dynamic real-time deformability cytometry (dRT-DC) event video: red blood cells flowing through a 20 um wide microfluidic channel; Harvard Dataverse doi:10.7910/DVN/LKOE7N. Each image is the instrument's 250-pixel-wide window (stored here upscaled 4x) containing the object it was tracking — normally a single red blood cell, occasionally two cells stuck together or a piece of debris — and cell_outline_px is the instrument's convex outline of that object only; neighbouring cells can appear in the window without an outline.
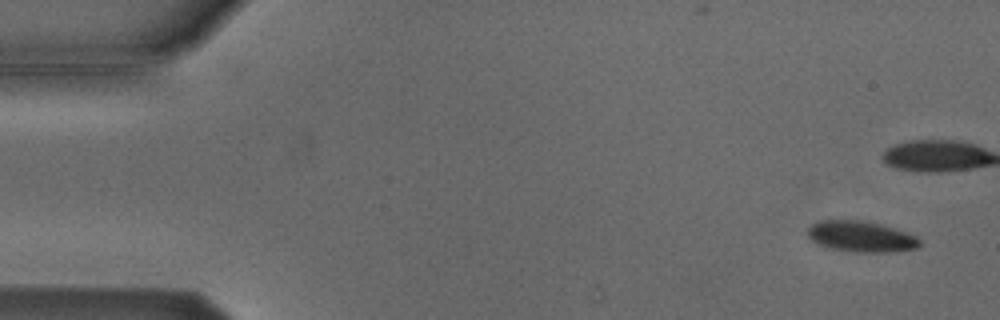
{"species": "Egyptian fruit bat (a non-hibernating species)", "species_latin": "Rousettus aegyptiacus", "temperature_condition": "cold", "stored_images_in_passage": 10, "camera_frame_rate_fps": 3000, "um_per_image_px": 0.085, "animal": {"sex": "male"}, "frame": {"image": 1, "passage_image": 1, "time_ms": 0.0, "image_size_px": [1000, 320], "cell_outline_px": [[920, 244], [916, 248], [892, 252], [856, 252], [832, 248], [816, 244], [808, 236], [808, 228], [812, 224], [820, 220], [860, 220], [880, 224], [916, 236], [920, 240]], "centroid_in_image_um": [73.16, 20.11], "position_along_channel_um": 11.8, "area_um2": 19.94}}
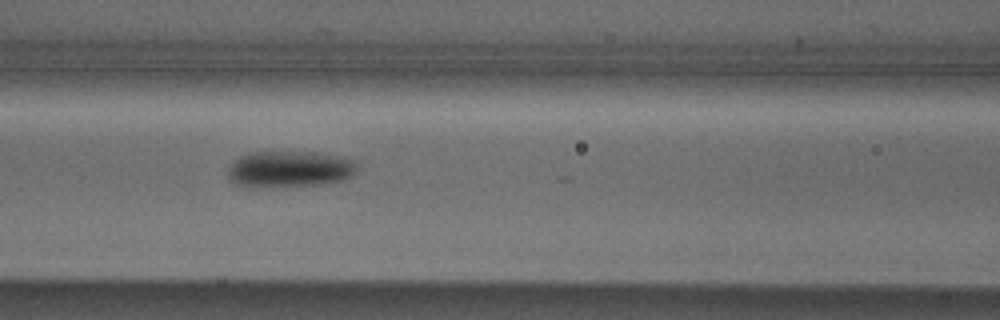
{"frame": {"image": 2, "passage_image": 7, "time_ms": 7.667, "image_size_px": [1000, 320], "cell_outline_px": [[356, 172], [352, 176], [344, 180], [316, 184], [236, 184], [228, 176], [228, 168], [240, 156], [248, 152], [316, 152], [344, 156], [356, 160]], "centroid_in_image_um": [24.72, 14.3], "position_along_channel_um": 141.9, "area_um2": 26.41}}
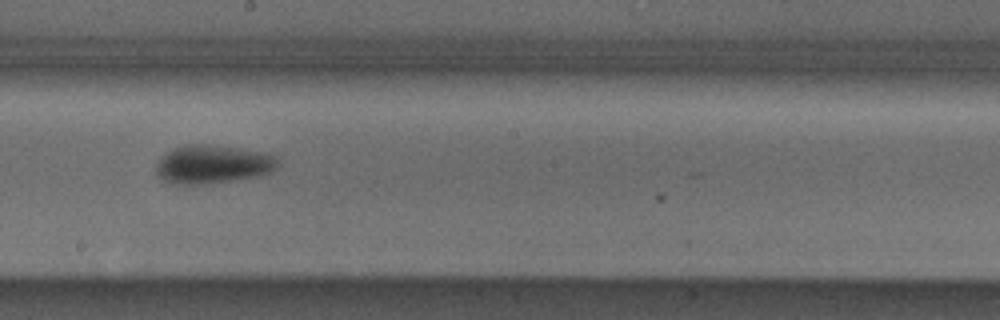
{"frame": {"image": 3, "passage_image": 9, "time_ms": 10.0, "image_size_px": [1000, 320], "cell_outline_px": [[280, 164], [276, 168], [268, 172], [256, 176], [208, 184], [168, 184], [156, 172], [156, 164], [172, 148], [188, 144], [208, 144], [240, 148], [268, 152], [276, 156]], "centroid_in_image_um": [18.1, 13.95], "position_along_channel_um": 230.1, "area_um2": 27.4}}